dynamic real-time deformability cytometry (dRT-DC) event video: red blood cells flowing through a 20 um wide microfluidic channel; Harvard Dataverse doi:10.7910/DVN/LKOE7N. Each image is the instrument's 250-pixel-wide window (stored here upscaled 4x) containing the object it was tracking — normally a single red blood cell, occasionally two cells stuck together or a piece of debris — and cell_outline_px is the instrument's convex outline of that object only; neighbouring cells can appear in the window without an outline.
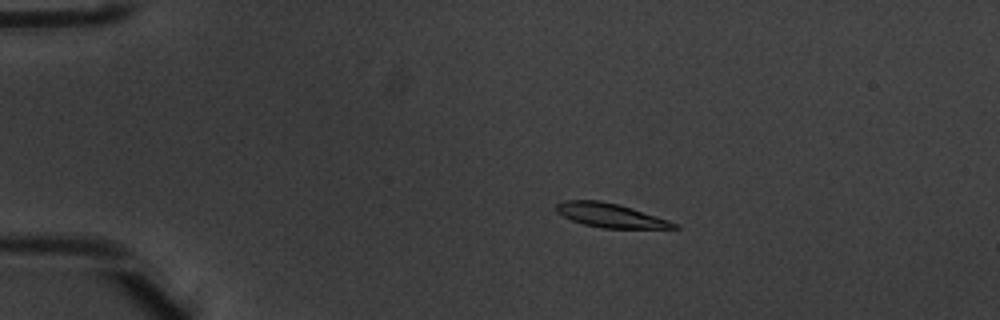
{"species": "common noctule bat (a hibernating species)", "species_latin": "Nyctalus noctula", "temperature_condition": "warm", "stored_images_in_passage": 7, "camera_frame_rate_fps": 3000, "um_per_image_px": 0.085, "animal": {"sex": "male", "body_mass_g": 20.1, "forearm_length_mm": 53.5}, "frame": {"image": 1, "passage_image": 4, "time_ms": 1.0, "image_size_px": [1000, 320], "cell_outline_px": [[680, 228], [604, 228], [584, 224], [572, 220], [556, 212], [556, 204], [564, 200], [600, 200], [620, 204], [668, 220], [676, 224]], "centroid_in_image_um": [51.85, 18.29], "position_along_channel_um": 33.2, "area_um2": 16.3}}
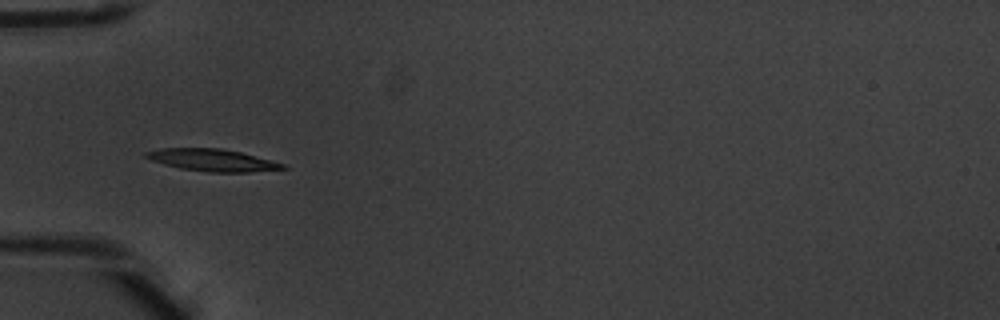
{"frame": {"image": 2, "passage_image": 6, "time_ms": 1.667, "image_size_px": [1000, 320], "cell_outline_px": [[288, 168], [248, 172], [208, 172], [180, 168], [164, 164], [152, 160], [144, 156], [144, 152], [160, 148], [220, 148], [240, 152], [288, 164]], "centroid_in_image_um": [18.08, 13.61], "position_along_channel_um": 66.9, "area_um2": 17.63}}